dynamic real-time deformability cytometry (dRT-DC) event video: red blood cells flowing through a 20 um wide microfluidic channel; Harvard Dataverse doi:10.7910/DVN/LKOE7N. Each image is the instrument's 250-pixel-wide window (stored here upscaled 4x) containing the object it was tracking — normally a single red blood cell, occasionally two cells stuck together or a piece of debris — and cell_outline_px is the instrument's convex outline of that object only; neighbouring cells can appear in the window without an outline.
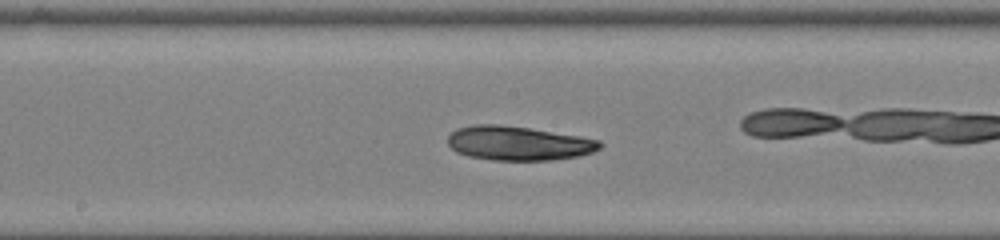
{"species": "common noctule bat (a hibernating species)", "species_latin": "Nyctalus noctula", "temperature_condition": "room temperature", "stored_images_in_passage": 38, "camera_frame_rate_fps": 3000, "um_per_image_px": 0.085, "animal": {"sex": "female", "body_mass_g": 22.0, "forearm_length_mm": 56.7}, "frame": {"image": 1, "passage_image": 22, "time_ms": 7.0, "image_size_px": [1000, 240], "cell_outline_px": [[604, 144], [600, 148], [592, 152], [580, 156], [552, 160], [496, 160], [468, 156], [456, 152], [448, 144], [448, 136], [456, 128], [472, 124], [500, 124], [528, 128], [580, 136], [600, 140]], "centroid_in_image_um": [44.06, 12.17], "position_along_channel_um": 204.1, "area_um2": 30.4}}